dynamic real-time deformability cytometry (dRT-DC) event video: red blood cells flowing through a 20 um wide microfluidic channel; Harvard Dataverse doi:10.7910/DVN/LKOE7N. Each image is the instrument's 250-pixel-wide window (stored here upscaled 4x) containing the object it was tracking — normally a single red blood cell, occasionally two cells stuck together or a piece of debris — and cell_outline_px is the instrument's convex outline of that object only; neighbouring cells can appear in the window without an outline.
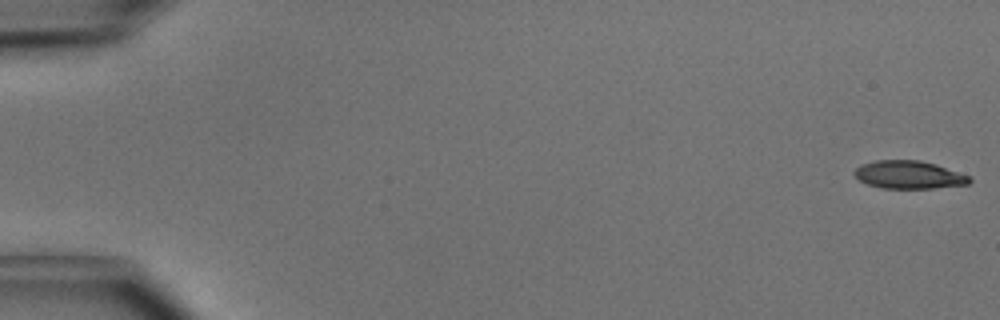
{"species": "common noctule bat (a hibernating species)", "species_latin": "Nyctalus noctula", "temperature_condition": "cold", "stored_images_in_passage": 14, "camera_frame_rate_fps": 3000, "um_per_image_px": 0.085, "animal": {"sex": "male", "body_mass_g": 15.6}, "frame": {"image": 1, "passage_image": 1, "time_ms": 0.0, "image_size_px": [1000, 320], "cell_outline_px": [[972, 180], [968, 184], [932, 188], [880, 188], [868, 184], [860, 180], [852, 172], [860, 164], [876, 160], [920, 160], [936, 164], [972, 176]], "centroid_in_image_um": [77.27, 14.85], "position_along_channel_um": 7.7, "area_um2": 18.84}}
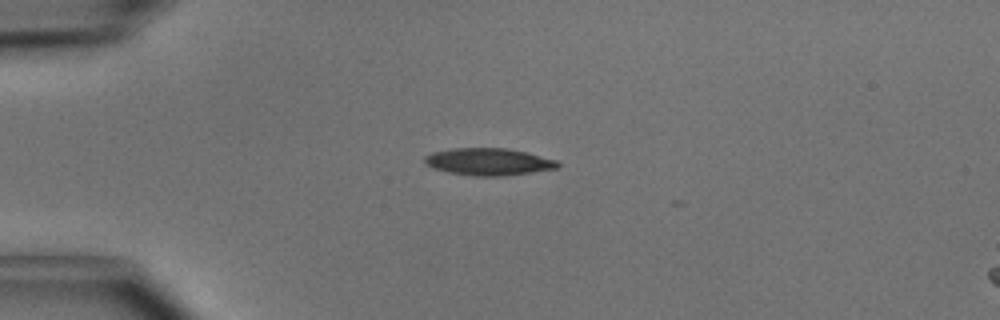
{"frame": {"image": 2, "passage_image": 13, "time_ms": 4.0, "image_size_px": [1000, 320], "cell_outline_px": [[560, 164], [556, 168], [532, 172], [504, 176], [472, 176], [448, 172], [432, 168], [424, 164], [424, 156], [432, 152], [452, 148], [508, 148], [528, 152], [556, 160]], "centroid_in_image_um": [41.49, 13.74], "position_along_channel_um": 43.5, "area_um2": 21.21}}